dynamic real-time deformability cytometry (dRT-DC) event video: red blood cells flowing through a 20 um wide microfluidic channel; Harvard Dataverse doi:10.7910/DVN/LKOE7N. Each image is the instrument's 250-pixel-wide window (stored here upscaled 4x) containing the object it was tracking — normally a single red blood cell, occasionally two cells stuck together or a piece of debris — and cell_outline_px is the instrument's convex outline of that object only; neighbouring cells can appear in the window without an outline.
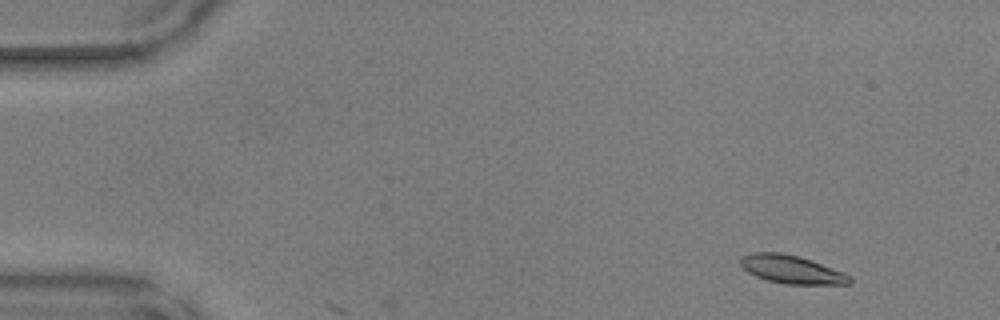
{"species": "common noctule bat (a hibernating species)", "species_latin": "Nyctalus noctula", "temperature_condition": "warm", "stored_images_in_passage": 4, "camera_frame_rate_fps": 3000, "um_per_image_px": 0.085, "animal": {"sex": "male", "body_mass_g": 17.9, "forearm_length_mm": 54.2}, "frame": {"image": 1, "passage_image": 3, "time_ms": 0.667, "image_size_px": [1000, 320], "cell_outline_px": [[852, 280], [848, 284], [784, 284], [768, 280], [756, 276], [748, 272], [740, 264], [740, 256], [752, 252], [780, 252], [800, 256], [844, 272], [852, 276]], "centroid_in_image_um": [67.28, 22.89], "position_along_channel_um": 17.7, "area_um2": 18.03}}